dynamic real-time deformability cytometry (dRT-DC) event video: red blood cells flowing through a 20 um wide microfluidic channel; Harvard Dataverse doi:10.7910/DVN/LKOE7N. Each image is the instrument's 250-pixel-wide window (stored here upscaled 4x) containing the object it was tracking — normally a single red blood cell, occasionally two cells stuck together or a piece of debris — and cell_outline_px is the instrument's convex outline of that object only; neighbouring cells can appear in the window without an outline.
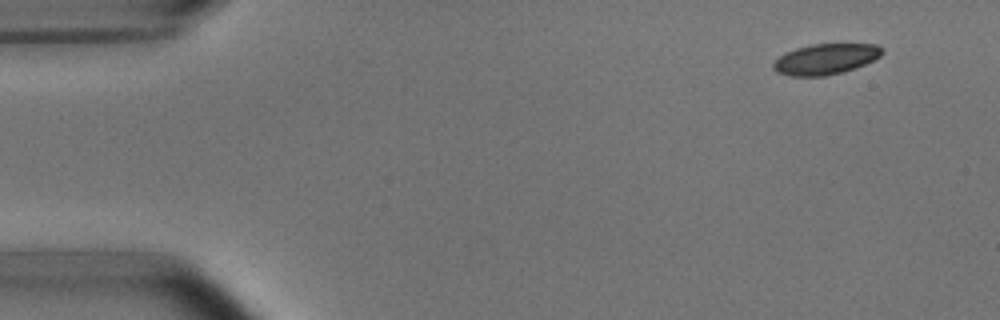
{"species": "common noctule bat (a hibernating species)", "species_latin": "Nyctalus noctula", "temperature_condition": "room temperature", "stored_images_in_passage": 4, "camera_frame_rate_fps": 3000, "um_per_image_px": 0.085, "animal": {"sex": "male", "body_mass_g": 15.6}, "frame": {"image": 1, "passage_image": 1, "time_ms": 0.0, "image_size_px": [1000, 320], "cell_outline_px": [[884, 52], [880, 56], [856, 68], [844, 72], [824, 76], [792, 76], [776, 72], [772, 68], [772, 64], [780, 56], [796, 48], [812, 44], [876, 44], [884, 48]], "centroid_in_image_um": [70.19, 5.02], "position_along_channel_um": 14.8, "area_um2": 19.42}}
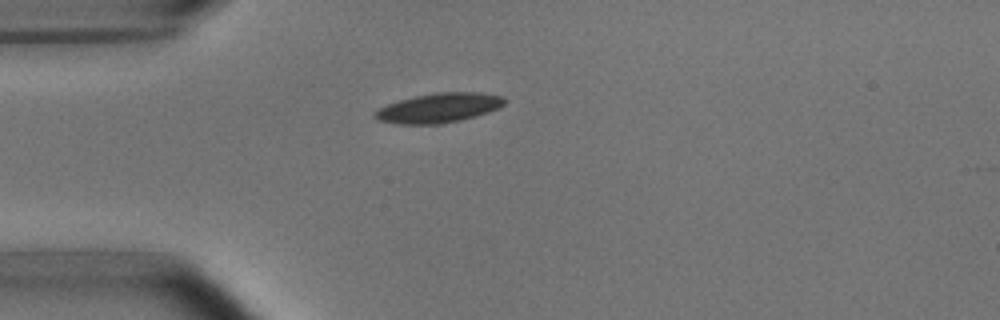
{"frame": {"image": 2, "passage_image": 4, "time_ms": 3.333, "image_size_px": [1000, 320], "cell_outline_px": [[504, 104], [488, 112], [460, 120], [440, 124], [400, 124], [380, 120], [372, 116], [372, 112], [388, 104], [400, 100], [416, 96], [436, 92], [480, 92], [504, 96]], "centroid_in_image_um": [37.28, 9.16], "position_along_channel_um": 47.7, "area_um2": 22.08}}